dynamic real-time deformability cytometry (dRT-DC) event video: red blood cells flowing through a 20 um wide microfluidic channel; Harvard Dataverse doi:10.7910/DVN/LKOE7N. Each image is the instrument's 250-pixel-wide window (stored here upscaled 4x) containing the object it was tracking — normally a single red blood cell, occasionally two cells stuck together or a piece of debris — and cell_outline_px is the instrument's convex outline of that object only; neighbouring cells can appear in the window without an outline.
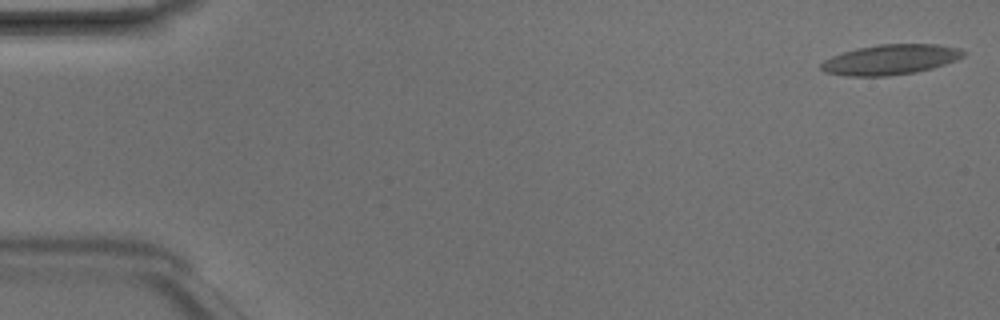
{"species": "Egyptian fruit bat (a non-hibernating species)", "species_latin": "Rousettus aegyptiacus", "temperature_condition": "room temperature", "stored_images_in_passage": 2, "camera_frame_rate_fps": 3000, "um_per_image_px": 0.085, "animal": {"sex": "male"}, "frame": {"image": 1, "passage_image": 1, "time_ms": 0.0, "image_size_px": [1000, 320], "cell_outline_px": [[968, 52], [964, 56], [956, 60], [932, 68], [916, 72], [888, 76], [848, 76], [824, 72], [820, 68], [820, 64], [824, 60], [832, 56], [844, 52], [860, 48], [880, 44], [940, 44], [960, 48]], "centroid_in_image_um": [75.73, 5.06], "position_along_channel_um": 9.3, "area_um2": 25.03}}